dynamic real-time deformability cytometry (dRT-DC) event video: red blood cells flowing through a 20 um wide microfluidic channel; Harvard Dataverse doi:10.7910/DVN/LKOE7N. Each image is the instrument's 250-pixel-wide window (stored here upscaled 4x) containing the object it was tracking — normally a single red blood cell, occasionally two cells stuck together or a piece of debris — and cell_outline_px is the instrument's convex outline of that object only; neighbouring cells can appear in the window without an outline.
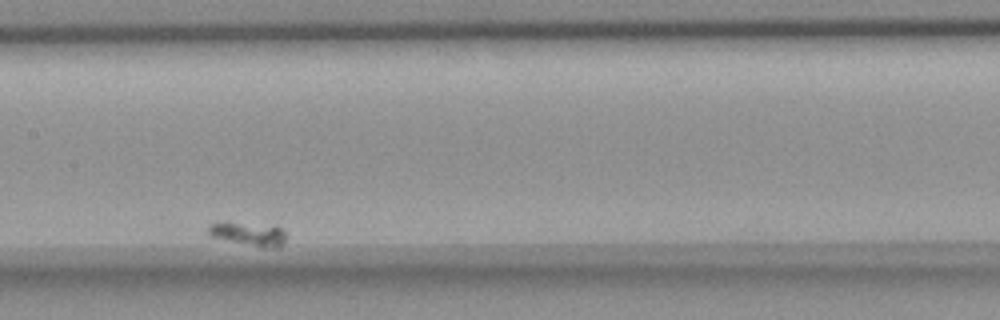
{"species": "common noctule bat (a hibernating species)", "species_latin": "Nyctalus noctula", "temperature_condition": "room temperature", "stored_images_in_passage": 20, "segment_of_instrument_passage": [2, 4], "camera_frame_rate_fps": 3000, "um_per_image_px": 0.085, "animal": {"sex": "female", "body_mass_g": 18.4}, "frame": {"image": 1, "passage_image": 8, "time_ms": 9.667, "image_size_px": [1000, 320], "cell_outline_px": [[284, 240], [280, 244], [256, 244], [228, 240], [208, 236], [204, 232], [208, 224], [224, 220], [276, 224], [284, 232]], "centroid_in_image_um": [20.92, 19.73], "position_along_channel_um": 186.5, "area_um2": 10.58}}